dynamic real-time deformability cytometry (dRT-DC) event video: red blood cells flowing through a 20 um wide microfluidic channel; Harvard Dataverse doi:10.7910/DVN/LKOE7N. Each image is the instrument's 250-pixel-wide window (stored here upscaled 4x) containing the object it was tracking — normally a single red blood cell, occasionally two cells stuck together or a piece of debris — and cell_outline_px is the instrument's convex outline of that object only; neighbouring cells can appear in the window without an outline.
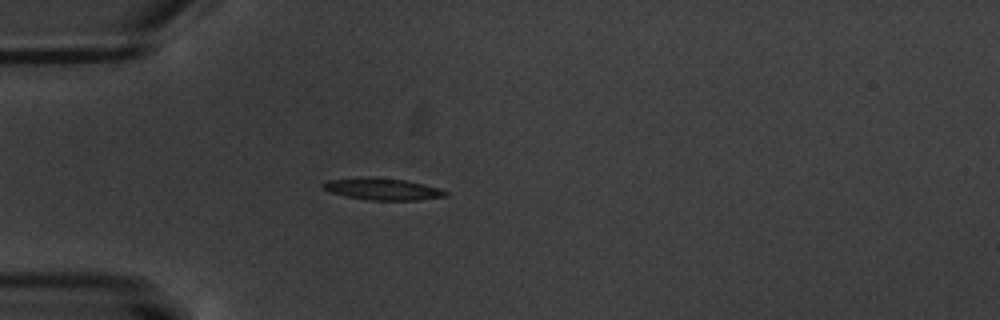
{"species": "common noctule bat (a hibernating species)", "species_latin": "Nyctalus noctula", "temperature_condition": "warm", "stored_images_in_passage": 2, "camera_frame_rate_fps": 3000, "um_per_image_px": 0.085, "animal": {"sex": "male", "body_mass_g": 20.1, "forearm_length_mm": 53.5}, "frame": {"image": 1, "passage_image": 1, "time_ms": 0.0, "image_size_px": [1000, 320], "cell_outline_px": [[448, 196], [416, 200], [368, 200], [344, 196], [332, 192], [324, 188], [320, 184], [328, 180], [368, 176], [376, 176], [404, 180], [424, 184], [448, 192]], "centroid_in_image_um": [32.49, 16.06], "position_along_channel_um": 52.5, "area_um2": 15.61}}